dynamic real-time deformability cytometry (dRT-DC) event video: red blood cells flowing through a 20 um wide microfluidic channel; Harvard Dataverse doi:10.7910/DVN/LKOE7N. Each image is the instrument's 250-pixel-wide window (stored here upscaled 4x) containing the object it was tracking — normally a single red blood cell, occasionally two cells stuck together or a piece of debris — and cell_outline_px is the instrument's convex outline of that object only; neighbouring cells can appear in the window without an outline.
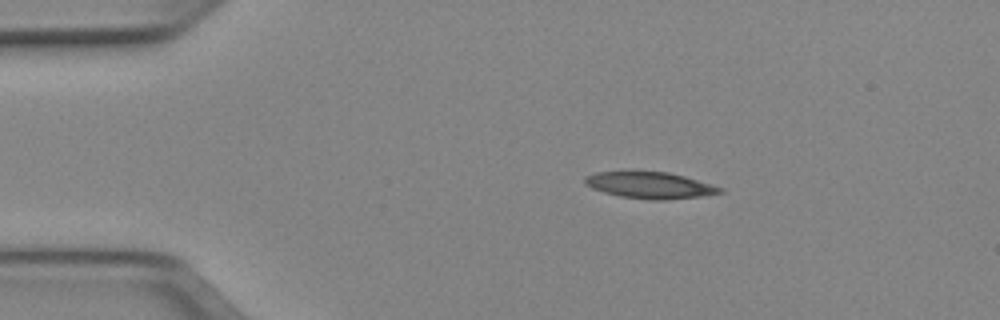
{"species": "Egyptian fruit bat (a non-hibernating species)", "species_latin": "Rousettus aegyptiacus", "temperature_condition": "cold", "stored_images_in_passage": 42, "camera_frame_rate_fps": 3000, "um_per_image_px": 0.085, "animal": {"sex": "female"}, "frame": {"image": 1, "passage_image": 1, "time_ms": 0.0, "image_size_px": [1000, 320], "cell_outline_px": [[724, 192], [700, 196], [664, 200], [652, 200], [620, 196], [604, 192], [592, 188], [584, 184], [584, 176], [596, 172], [668, 172], [684, 176], [724, 188]], "centroid_in_image_um": [55.23, 15.75], "position_along_channel_um": 29.8, "area_um2": 20.63}}
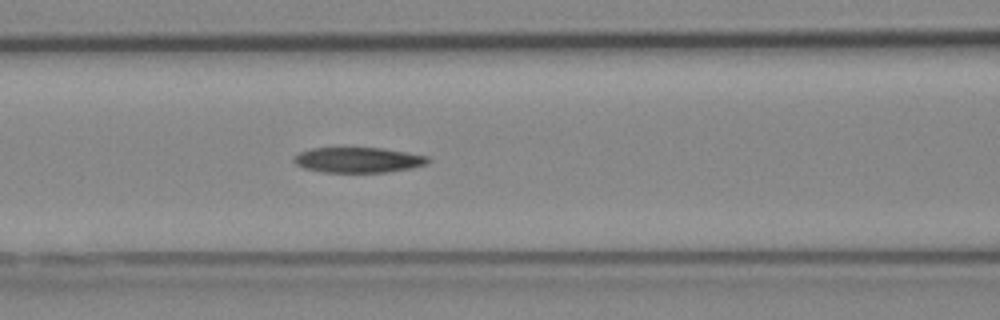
{"frame": {"image": 2, "passage_image": 13, "time_ms": 4.0, "image_size_px": [1000, 320], "cell_outline_px": [[432, 160], [428, 164], [412, 168], [388, 172], [320, 172], [304, 168], [296, 164], [292, 160], [292, 156], [300, 152], [312, 148], [380, 148], [428, 156]], "centroid_in_image_um": [30.44, 13.6], "position_along_channel_um": 136.2, "area_um2": 19.88}}
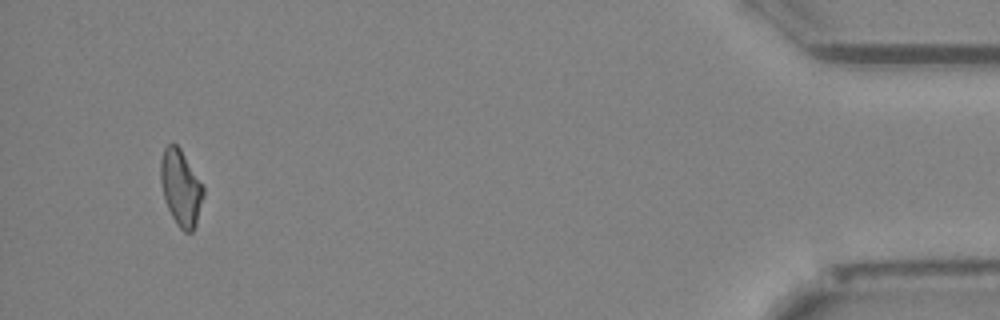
{"frame": {"image": 3, "passage_image": 40, "time_ms": 13.0, "image_size_px": [1000, 320], "cell_outline_px": [[204, 196], [196, 224], [192, 232], [184, 232], [176, 224], [164, 200], [160, 180], [160, 160], [164, 148], [172, 140], [180, 148], [204, 184]], "centroid_in_image_um": [15.37, 15.93], "position_along_channel_um": 419.8, "area_um2": 19.31}, "authors_computed_cell_mechanics": {"area_um2": 20.6346, "velocity_mm_per_s": 3.9827, "shape_relaxation_time_tau1_ms": null, "shape_relaxation_time_tau2_ms": 8.3494, "deformation_change_tau1": null, "deformation_change_tau2": 0.2084}}